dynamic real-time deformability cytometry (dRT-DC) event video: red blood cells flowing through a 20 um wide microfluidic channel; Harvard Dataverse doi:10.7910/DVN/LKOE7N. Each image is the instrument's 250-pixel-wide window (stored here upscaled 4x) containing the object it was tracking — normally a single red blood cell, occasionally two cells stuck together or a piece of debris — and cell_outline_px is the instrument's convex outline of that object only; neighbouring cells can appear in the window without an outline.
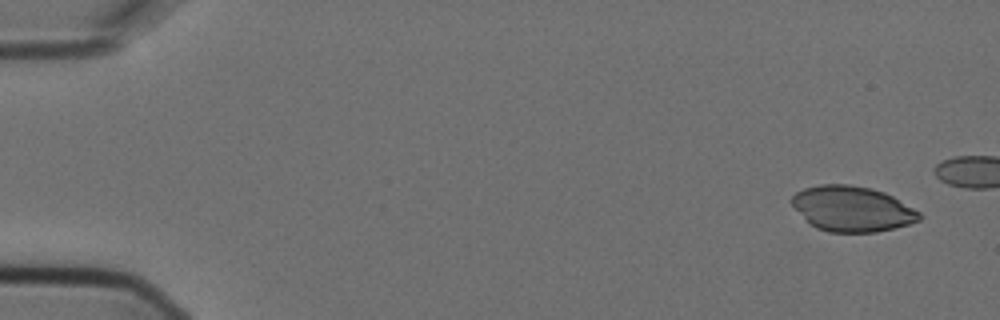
{"species": "Egyptian fruit bat (a non-hibernating species)", "species_latin": "Rousettus aegyptiacus", "temperature_condition": "cold", "stored_images_in_passage": 5, "camera_frame_rate_fps": 3000, "um_per_image_px": 0.085, "animal": {"sex": "female"}, "frame": {"image": 1, "passage_image": 1, "time_ms": 0.0, "image_size_px": [1000, 320], "cell_outline_px": [[924, 216], [920, 220], [908, 224], [876, 232], [828, 232], [816, 228], [808, 224], [792, 204], [792, 196], [796, 192], [804, 188], [820, 184], [848, 184], [872, 188], [884, 192], [892, 196], [920, 212]], "centroid_in_image_um": [72.42, 17.75], "position_along_channel_um": 12.6, "area_um2": 33.76}}
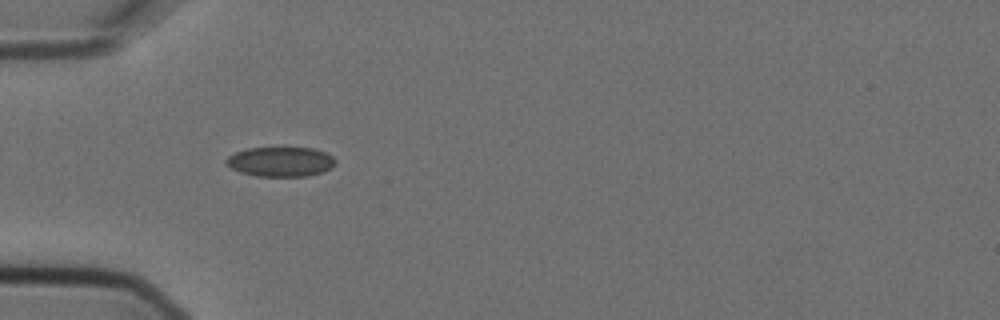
{"frame": {"image": 2, "passage_image": 4, "time_ms": 1.0, "image_size_px": [1000, 320], "cell_outline_px": [[336, 164], [332, 168], [324, 172], [308, 176], [256, 176], [240, 172], [224, 164], [224, 160], [228, 156], [236, 152], [248, 148], [312, 148], [324, 152], [332, 156], [336, 160]], "centroid_in_image_um": [23.85, 13.75], "position_along_channel_um": 61.1, "area_um2": 19.02}}
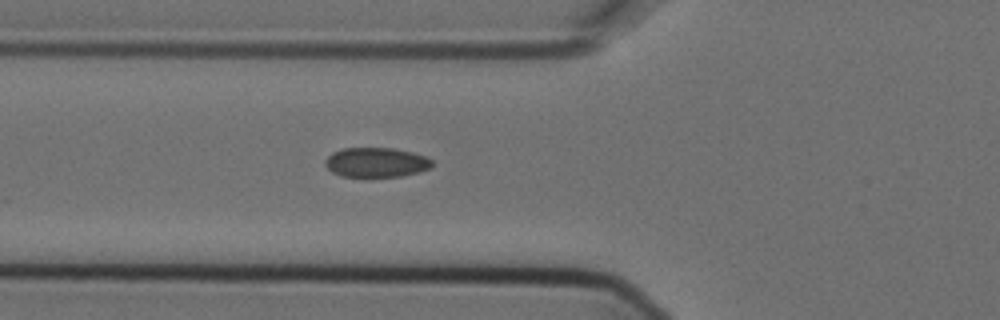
{"frame": {"image": 3, "passage_image": 5, "time_ms": 1.333, "image_size_px": [1000, 320], "cell_outline_px": [[432, 168], [420, 172], [400, 176], [340, 176], [332, 172], [324, 164], [324, 160], [332, 152], [340, 148], [392, 148], [412, 152], [424, 156], [432, 160]], "centroid_in_image_um": [31.96, 13.79], "position_along_channel_um": 93.8, "area_um2": 18.5}}